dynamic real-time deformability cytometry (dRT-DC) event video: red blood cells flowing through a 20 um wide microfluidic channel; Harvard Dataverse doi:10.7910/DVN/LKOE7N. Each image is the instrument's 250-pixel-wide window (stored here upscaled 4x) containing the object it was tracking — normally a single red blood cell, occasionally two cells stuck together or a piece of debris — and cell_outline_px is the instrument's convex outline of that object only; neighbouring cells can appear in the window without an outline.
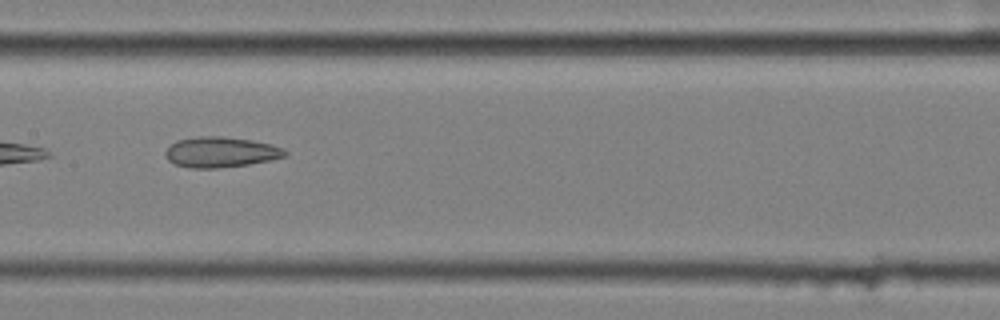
{"species": "common noctule bat (a hibernating species)", "species_latin": "Nyctalus noctula", "temperature_condition": "cold", "stored_images_in_passage": 4, "camera_frame_rate_fps": 3000, "um_per_image_px": 0.085, "animal": {"sex": "female", "body_mass_g": 25.1}, "frame": {"image": 1, "passage_image": 4, "time_ms": 1.0, "image_size_px": [1000, 320], "cell_outline_px": [[288, 152], [284, 156], [268, 160], [248, 164], [216, 168], [192, 168], [176, 164], [168, 160], [164, 156], [164, 152], [176, 140], [196, 136], [224, 136], [252, 140], [272, 144], [284, 148]], "centroid_in_image_um": [18.74, 12.91], "position_along_channel_um": 188.7, "area_um2": 21.21}}